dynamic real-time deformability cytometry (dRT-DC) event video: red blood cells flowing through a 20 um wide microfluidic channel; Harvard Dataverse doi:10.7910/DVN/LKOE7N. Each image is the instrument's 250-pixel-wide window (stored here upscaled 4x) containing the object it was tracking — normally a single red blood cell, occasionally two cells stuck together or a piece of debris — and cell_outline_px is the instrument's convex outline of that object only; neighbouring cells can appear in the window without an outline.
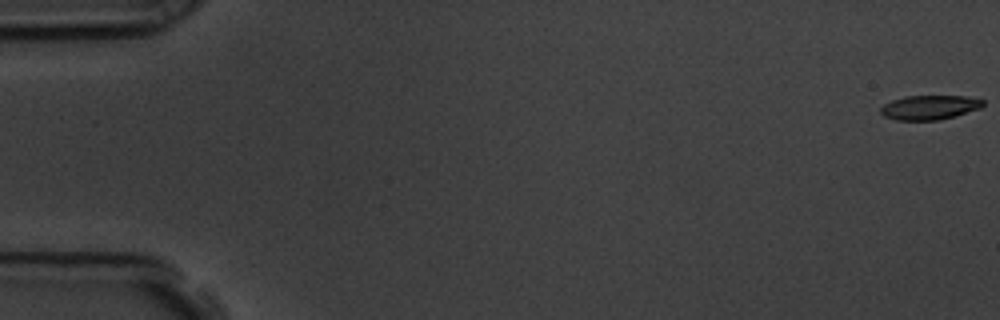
{"species": "common noctule bat (a hibernating species)", "species_latin": "Nyctalus noctula", "temperature_condition": "room temperature", "stored_images_in_passage": 58, "camera_frame_rate_fps": 3000, "um_per_image_px": 0.085, "animal": {"sex": "male", "body_mass_g": 19.5, "forearm_length_mm": 54.6}, "frame": {"image": 1, "passage_image": 1, "time_ms": 0.0, "image_size_px": [1000, 320], "cell_outline_px": [[984, 104], [980, 108], [940, 120], [896, 120], [884, 116], [880, 112], [880, 108], [884, 104], [892, 100], [904, 96], [968, 96], [984, 100]], "centroid_in_image_um": [78.99, 9.12], "position_along_channel_um": 6.0, "area_um2": 14.51}}
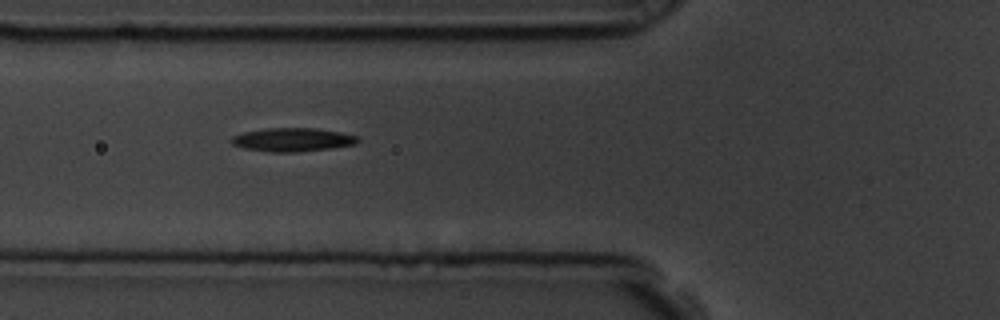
{"frame": {"image": 2, "passage_image": 22, "time_ms": 7.0, "image_size_px": [1000, 320], "cell_outline_px": [[360, 140], [356, 144], [328, 148], [296, 152], [272, 152], [244, 148], [232, 144], [228, 140], [232, 136], [244, 132], [264, 128], [316, 128], [340, 132], [360, 136]], "centroid_in_image_um": [24.86, 11.86], "position_along_channel_um": 100.9, "area_um2": 17.4}}
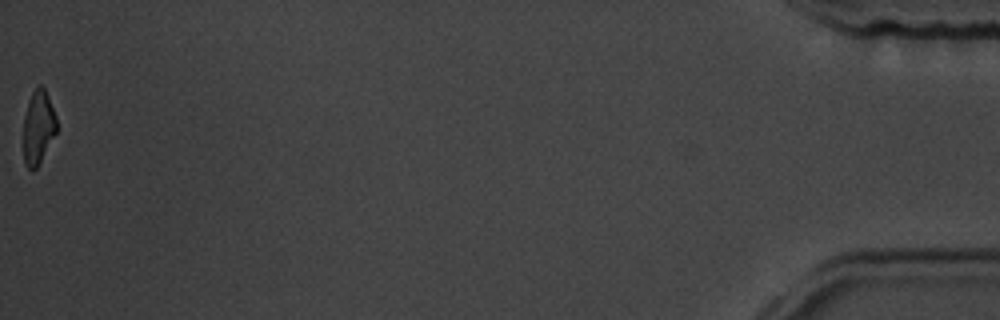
{"frame": {"image": 3, "passage_image": 58, "time_ms": 19.0, "image_size_px": [1000, 320], "cell_outline_px": [[56, 132], [36, 168], [32, 172], [24, 164], [24, 116], [28, 100], [36, 84], [40, 84], [44, 88], [48, 96], [56, 116]], "centroid_in_image_um": [3.23, 10.78], "position_along_channel_um": 432.0, "area_um2": 14.16}, "authors_computed_cell_mechanics": {"area_um2": 16.2996, "velocity_mm_per_s": 3.5976, "shape_relaxation_time_tau1_ms": 4.3464, "shape_relaxation_time_tau2_ms": 8.8172, "deformation_change_tau1": 0.1432, "deformation_change_tau2": 0.1971}}